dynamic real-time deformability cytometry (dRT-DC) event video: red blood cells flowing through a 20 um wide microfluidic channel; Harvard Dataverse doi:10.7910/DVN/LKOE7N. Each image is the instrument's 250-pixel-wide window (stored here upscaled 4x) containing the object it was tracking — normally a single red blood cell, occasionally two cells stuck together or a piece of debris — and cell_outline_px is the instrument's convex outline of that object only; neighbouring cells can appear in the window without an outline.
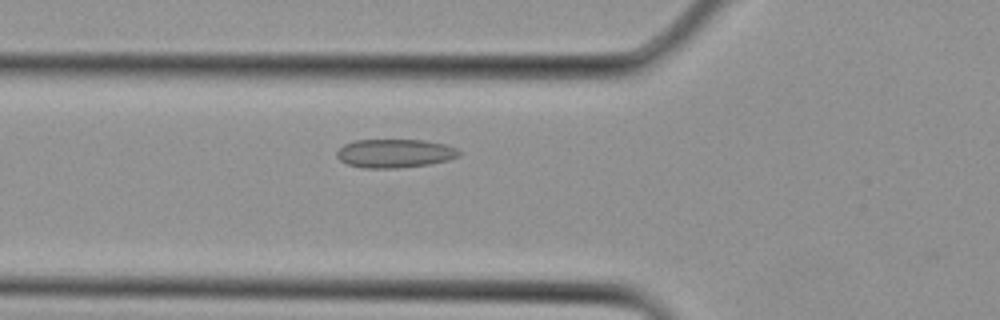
{"species": "Egyptian fruit bat (a non-hibernating species)", "species_latin": "Rousettus aegyptiacus", "temperature_condition": "cold", "stored_images_in_passage": 6, "segment_of_instrument_passage": [1, 2], "camera_frame_rate_fps": 3000, "um_per_image_px": 0.085, "animal": {"sex": "female"}, "frame": {"image": 1, "passage_image": 4, "time_ms": 1.0, "image_size_px": [1000, 320], "cell_outline_px": [[460, 156], [448, 160], [428, 164], [396, 168], [364, 168], [348, 164], [340, 160], [336, 156], [336, 152], [344, 144], [356, 140], [424, 140], [444, 144], [456, 148], [460, 152]], "centroid_in_image_um": [33.55, 13.03], "position_along_channel_um": 92.3, "area_um2": 20.29}}